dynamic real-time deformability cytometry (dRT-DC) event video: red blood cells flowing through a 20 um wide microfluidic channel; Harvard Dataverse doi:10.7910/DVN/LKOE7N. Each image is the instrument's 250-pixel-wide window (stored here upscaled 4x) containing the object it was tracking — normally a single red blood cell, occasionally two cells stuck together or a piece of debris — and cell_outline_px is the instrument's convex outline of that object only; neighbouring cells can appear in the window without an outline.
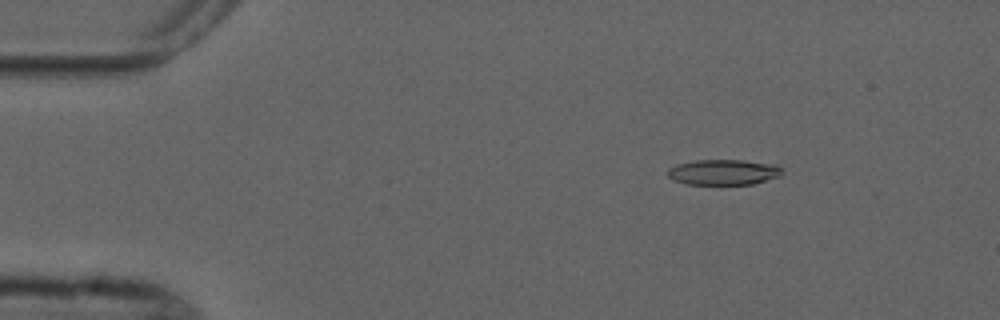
{"species": "common noctule bat (a hibernating species)", "species_latin": "Nyctalus noctula", "temperature_condition": "cold", "stored_images_in_passage": 4, "camera_frame_rate_fps": 3000, "um_per_image_px": 0.085, "animal": {"sex": "male", "forearm_length_mm": 52.5}, "frame": {"image": 1, "passage_image": 2, "time_ms": 1.667, "image_size_px": [1000, 320], "cell_outline_px": [[784, 172], [780, 176], [752, 184], [684, 184], [668, 176], [668, 168], [676, 164], [696, 160], [740, 160], [776, 164]], "centroid_in_image_um": [61.5, 14.63], "position_along_channel_um": 23.5, "area_um2": 16.94}}